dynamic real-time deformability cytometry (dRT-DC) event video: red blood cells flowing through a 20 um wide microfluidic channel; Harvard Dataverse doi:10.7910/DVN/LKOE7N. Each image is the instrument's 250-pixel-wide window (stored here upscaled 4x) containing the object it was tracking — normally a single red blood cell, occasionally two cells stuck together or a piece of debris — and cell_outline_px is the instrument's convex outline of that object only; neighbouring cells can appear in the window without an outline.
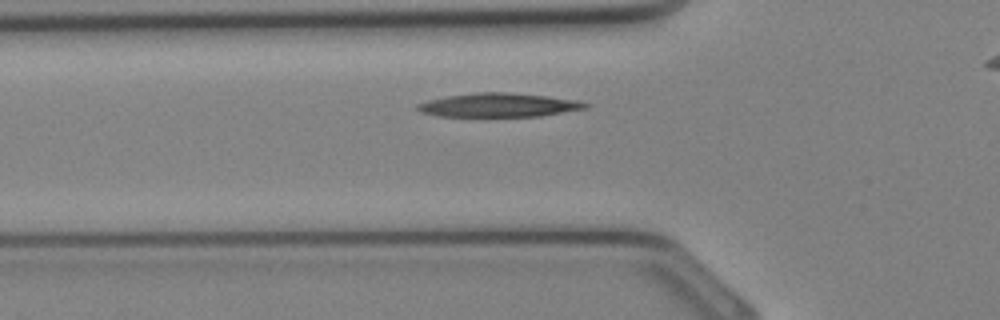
{"species": "Egyptian fruit bat (a non-hibernating species)", "species_latin": "Rousettus aegyptiacus", "temperature_condition": "cold", "stored_images_in_passage": 21, "camera_frame_rate_fps": 3000, "um_per_image_px": 0.085, "animal": {"sex": "female"}, "frame": {"image": 1, "passage_image": 3, "time_ms": 0.667, "image_size_px": [1000, 320], "cell_outline_px": [[588, 108], [540, 116], [440, 116], [420, 112], [416, 108], [416, 104], [428, 100], [448, 96], [476, 92], [512, 92], [548, 96], [576, 100], [588, 104]], "centroid_in_image_um": [42.38, 8.92], "position_along_channel_um": 83.4, "area_um2": 23.24}}
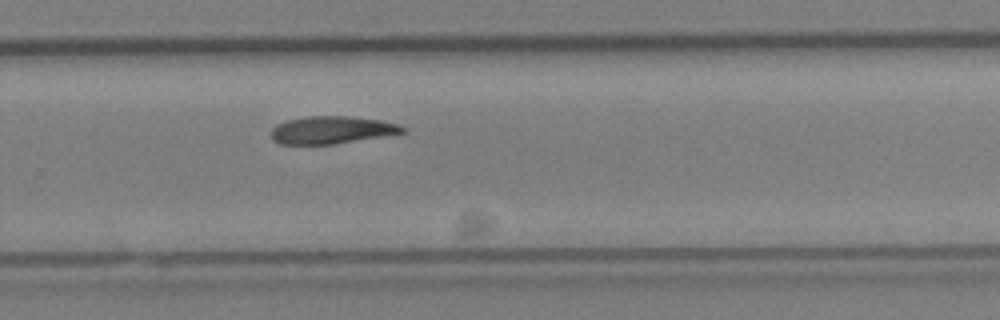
{"frame": {"image": 2, "passage_image": 14, "time_ms": 4.333, "image_size_px": [1000, 320], "cell_outline_px": [[408, 132], [336, 144], [280, 144], [272, 140], [272, 128], [276, 124], [288, 120], [308, 116], [348, 116], [380, 120], [396, 124], [404, 128]], "centroid_in_image_um": [28.19, 11.05], "position_along_channel_um": 301.6, "area_um2": 21.04}}
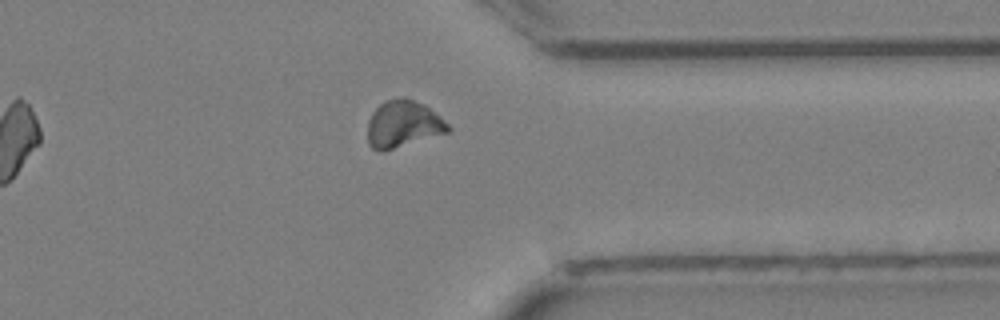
{"frame": {"image": 3, "passage_image": 18, "time_ms": 5.667, "image_size_px": [1000, 320], "cell_outline_px": [[452, 128], [448, 132], [384, 152], [380, 152], [372, 148], [368, 144], [368, 120], [372, 112], [384, 100], [404, 96], [424, 104], [440, 116]], "centroid_in_image_um": [34.25, 10.55], "position_along_channel_um": 377.2, "area_um2": 22.25}}